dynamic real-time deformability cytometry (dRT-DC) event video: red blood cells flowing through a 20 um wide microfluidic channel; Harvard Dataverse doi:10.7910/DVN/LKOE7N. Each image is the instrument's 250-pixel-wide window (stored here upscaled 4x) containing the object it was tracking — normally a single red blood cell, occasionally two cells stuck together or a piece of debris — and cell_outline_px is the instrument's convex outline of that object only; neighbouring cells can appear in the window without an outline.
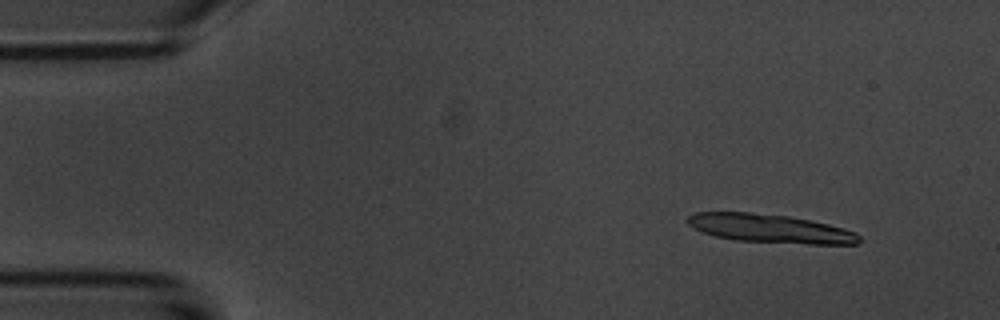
{"species": "common noctule bat (a hibernating species)", "species_latin": "Nyctalus noctula", "temperature_condition": "room temperature", "stored_images_in_passage": 5, "camera_frame_rate_fps": 3000, "um_per_image_px": 0.085, "animal": {"sex": "male", "body_mass_g": 20.1, "forearm_length_mm": 53.5}, "frame": {"image": 1, "passage_image": 1, "time_ms": 0.0, "image_size_px": [1000, 320], "cell_outline_px": [[860, 244], [808, 244], [732, 240], [716, 236], [704, 232], [688, 224], [684, 220], [688, 216], [696, 212], [748, 212], [788, 216], [828, 224], [844, 228], [856, 232], [860, 236]], "centroid_in_image_um": [65.48, 19.43], "position_along_channel_um": 19.5, "area_um2": 28.55}}